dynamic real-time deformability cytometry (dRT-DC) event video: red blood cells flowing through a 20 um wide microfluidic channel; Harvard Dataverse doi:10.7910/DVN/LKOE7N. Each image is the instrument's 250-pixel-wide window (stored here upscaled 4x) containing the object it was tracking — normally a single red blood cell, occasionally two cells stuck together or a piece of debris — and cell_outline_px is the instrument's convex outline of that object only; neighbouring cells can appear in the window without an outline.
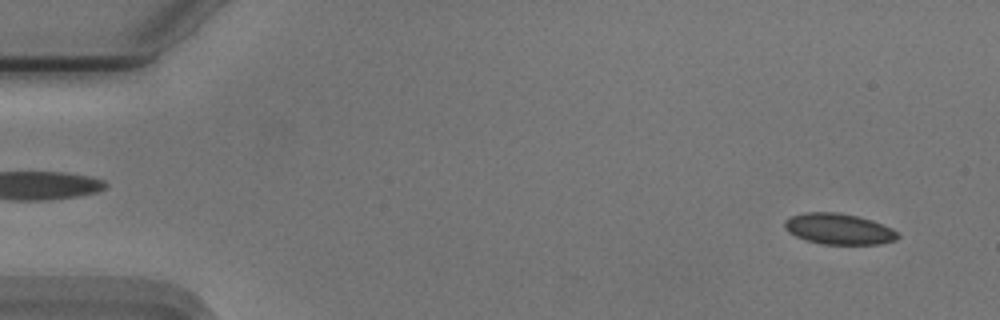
{"species": "Egyptian fruit bat (a non-hibernating species)", "species_latin": "Rousettus aegyptiacus", "temperature_condition": "cold", "stored_images_in_passage": 54, "camera_frame_rate_fps": 3000, "um_per_image_px": 0.085, "animal": {"sex": "male"}, "frame": {"image": 1, "passage_image": 3, "time_ms": 0.667, "image_size_px": [1000, 320], "cell_outline_px": [[900, 236], [896, 240], [880, 244], [824, 244], [804, 240], [788, 232], [784, 228], [784, 220], [792, 216], [804, 212], [836, 212], [856, 216], [872, 220], [892, 228]], "centroid_in_image_um": [71.28, 19.46], "position_along_channel_um": 13.7, "area_um2": 20.4}}
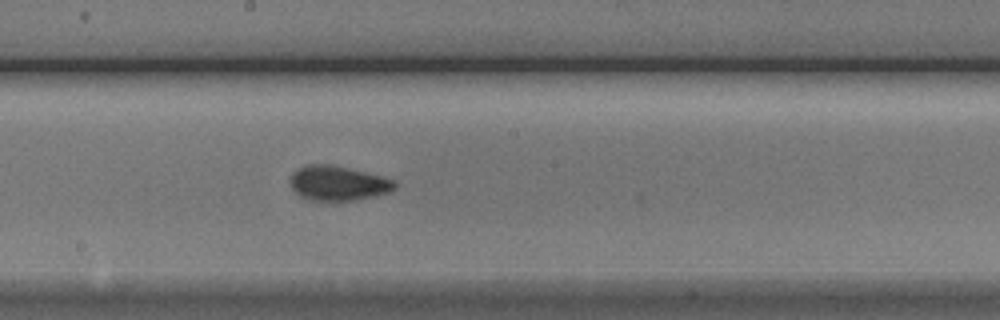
{"frame": {"image": 2, "passage_image": 29, "time_ms": 9.333, "image_size_px": [1000, 320], "cell_outline_px": [[396, 188], [388, 192], [372, 196], [352, 200], [308, 200], [300, 196], [292, 188], [292, 172], [308, 164], [332, 164], [396, 180]], "centroid_in_image_um": [28.73, 15.56], "position_along_channel_um": 219.5, "area_um2": 20.75}}
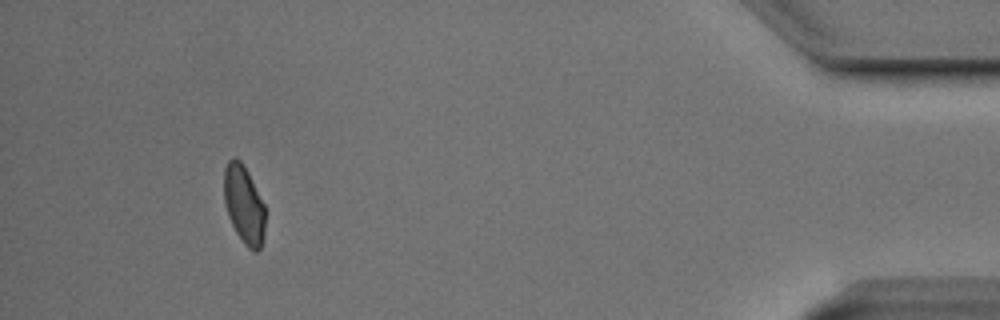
{"frame": {"image": 3, "passage_image": 50, "time_ms": 16.333, "image_size_px": [1000, 320], "cell_outline_px": [[264, 236], [260, 248], [256, 252], [252, 252], [244, 244], [236, 232], [228, 216], [224, 204], [224, 168], [228, 160], [236, 156], [244, 164], [264, 204]], "centroid_in_image_um": [20.72, 17.38], "position_along_channel_um": 414.5, "area_um2": 18.9}, "authors_computed_cell_mechanics": {"area_um2": 20.1722, "velocity_mm_per_s": 3.7353, "shape_relaxation_time_tau1_ms": 6.3156, "shape_relaxation_time_tau2_ms": 0.9553, "deformation_change_tau1": 0.0981, "deformation_change_tau2": 0.0539}}